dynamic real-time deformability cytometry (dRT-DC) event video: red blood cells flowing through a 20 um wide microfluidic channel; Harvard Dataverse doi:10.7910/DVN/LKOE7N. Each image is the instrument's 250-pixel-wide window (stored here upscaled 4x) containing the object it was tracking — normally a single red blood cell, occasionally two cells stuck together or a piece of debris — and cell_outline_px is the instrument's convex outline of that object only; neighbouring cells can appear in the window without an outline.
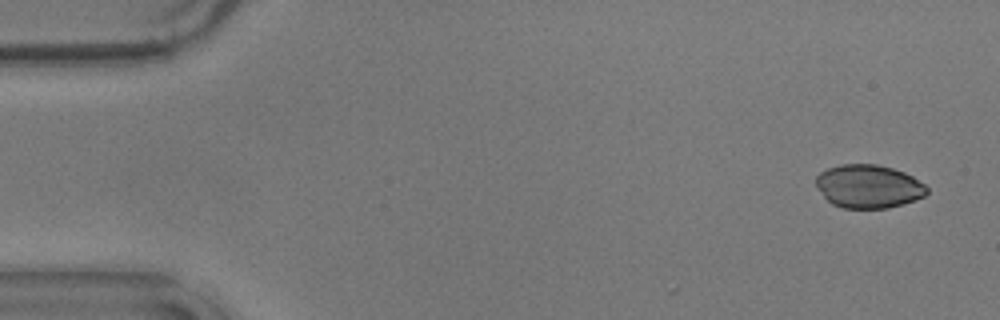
{"species": "common noctule bat (a hibernating species)", "species_latin": "Nyctalus noctula", "temperature_condition": "warm", "stored_images_in_passage": 4, "camera_frame_rate_fps": 3000, "um_per_image_px": 0.085, "animal": {"sex": "male", "body_mass_g": 17.9}, "frame": {"image": 1, "passage_image": 1, "time_ms": 0.0, "image_size_px": [1000, 320], "cell_outline_px": [[928, 192], [924, 196], [916, 200], [888, 208], [840, 208], [832, 204], [824, 196], [816, 184], [816, 176], [820, 172], [828, 168], [840, 164], [876, 164], [892, 168], [904, 172], [912, 176], [924, 184], [928, 188]], "centroid_in_image_um": [73.83, 15.84], "position_along_channel_um": 11.2, "area_um2": 28.03}}